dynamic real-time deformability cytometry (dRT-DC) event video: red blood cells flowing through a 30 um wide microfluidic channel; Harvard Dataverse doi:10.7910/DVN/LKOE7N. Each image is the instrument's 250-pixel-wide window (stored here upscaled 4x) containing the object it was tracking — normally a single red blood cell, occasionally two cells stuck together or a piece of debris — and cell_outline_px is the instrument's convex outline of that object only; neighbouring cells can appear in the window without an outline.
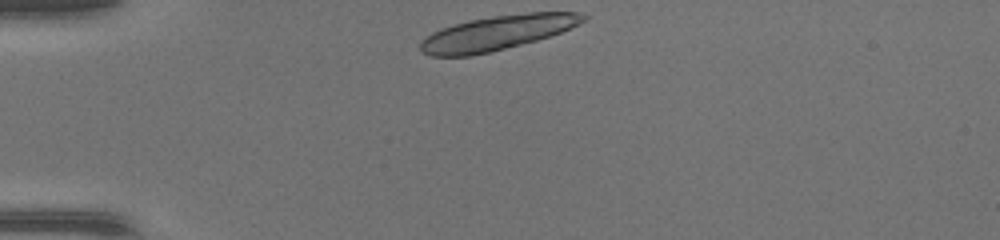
{"species": "common noctule bat (a hibernating species)", "species_latin": "Nyctalus noctula", "temperature_condition": "warm", "stored_images_in_passage": 35, "segment_of_instrument_passage": [1, 2], "camera_frame_rate_fps": 3000, "um_per_image_px": 0.085, "animal": {"sex": "female", "body_mass_g": 17.0, "forearm_length_mm": 48.0}, "frame": {"image": 1, "passage_image": 1, "time_ms": 0.0, "image_size_px": [1000, 240], "cell_outline_px": [[588, 16], [580, 24], [560, 32], [536, 40], [492, 52], [468, 56], [432, 56], [420, 52], [420, 40], [432, 32], [440, 28], [472, 20], [496, 16], [528, 12], [580, 12]], "centroid_in_image_um": [42.23, 2.8], "position_along_channel_um": 42.8, "area_um2": 32.6}}